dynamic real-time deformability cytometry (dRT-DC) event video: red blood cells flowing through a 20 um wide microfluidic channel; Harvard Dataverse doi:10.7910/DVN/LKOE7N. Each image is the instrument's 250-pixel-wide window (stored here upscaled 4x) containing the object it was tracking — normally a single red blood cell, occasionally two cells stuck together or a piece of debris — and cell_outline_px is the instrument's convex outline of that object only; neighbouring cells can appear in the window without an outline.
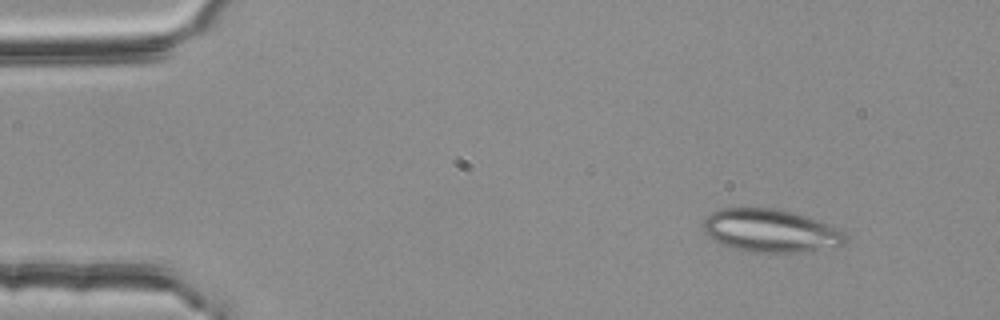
{"species": "common noctule bat (a hibernating species)", "species_latin": "Nyctalus noctula", "temperature_condition": "room temperature", "stored_images_in_passage": 4, "camera_frame_rate_fps": 3000, "um_per_image_px": 0.085, "animal": {"sex": "female", "body_mass_g": 25.1}, "frame": {"image": 1, "passage_image": 1, "time_ms": 0.0, "image_size_px": [1000, 320], "cell_outline_px": [[848, 240], [844, 244], [836, 248], [804, 252], [748, 252], [732, 248], [708, 236], [704, 232], [704, 220], [708, 212], [720, 208], [776, 208], [808, 216], [840, 228], [848, 236]], "centroid_in_image_um": [65.56, 19.61], "position_along_channel_um": 19.4, "area_um2": 36.24}}
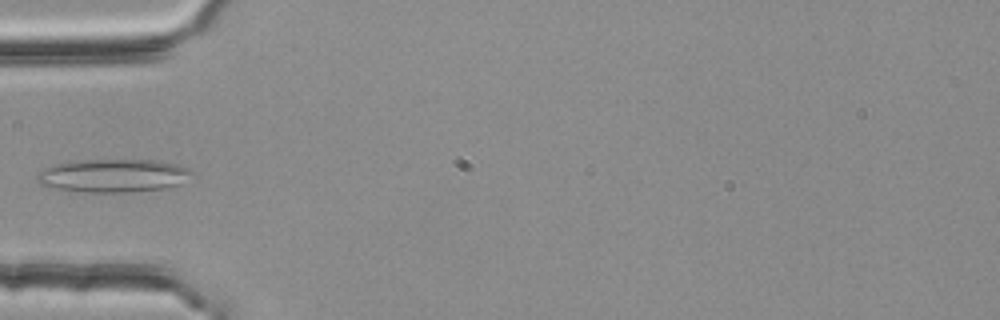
{"frame": {"image": 2, "passage_image": 4, "time_ms": 1.0, "image_size_px": [1000, 320], "cell_outline_px": [[196, 172], [180, 184], [164, 188], [132, 192], [68, 192], [52, 188], [40, 184], [36, 180], [36, 176], [44, 168], [56, 164], [76, 160], [156, 160], [176, 164], [188, 168]], "centroid_in_image_um": [9.6, 14.94], "position_along_channel_um": 75.4, "area_um2": 30.29}}